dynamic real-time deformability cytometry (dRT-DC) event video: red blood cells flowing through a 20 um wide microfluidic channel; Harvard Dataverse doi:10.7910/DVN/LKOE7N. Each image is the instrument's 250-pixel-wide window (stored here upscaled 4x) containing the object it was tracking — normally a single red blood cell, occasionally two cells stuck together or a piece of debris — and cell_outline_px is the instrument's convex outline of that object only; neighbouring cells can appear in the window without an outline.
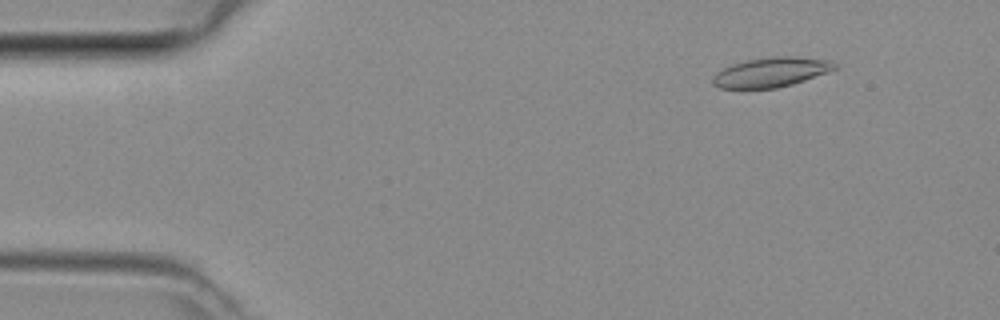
{"species": "common noctule bat (a hibernating species)", "species_latin": "Nyctalus noctula", "temperature_condition": "room temperature", "stored_images_in_passage": 19, "camera_frame_rate_fps": 3000, "um_per_image_px": 0.085, "animal": {"sex": "female", "body_mass_g": 29.2, "forearm_length_mm": 56.3}, "frame": {"image": 1, "passage_image": 1, "time_ms": 0.0, "image_size_px": [1000, 320], "cell_outline_px": [[840, 68], [792, 84], [776, 88], [720, 88], [712, 84], [712, 76], [716, 72], [732, 64], [748, 60], [772, 56], [796, 56], [832, 60], [840, 64]], "centroid_in_image_um": [65.6, 6.12], "position_along_channel_um": 19.4, "area_um2": 21.27}}
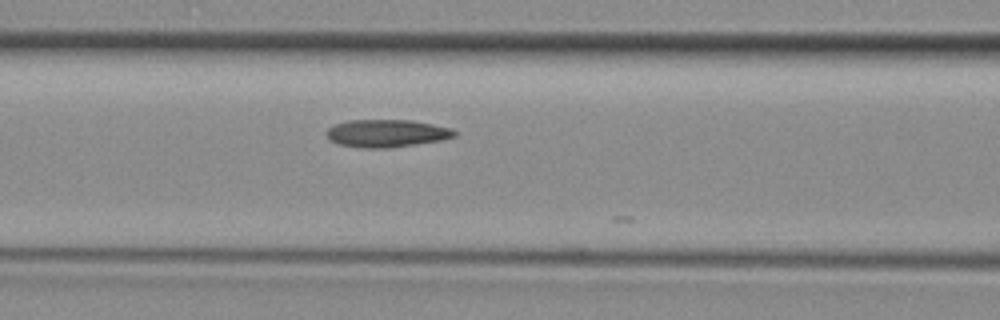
{"frame": {"image": 2, "passage_image": 15, "time_ms": 4.667, "image_size_px": [1000, 320], "cell_outline_px": [[456, 136], [444, 140], [388, 148], [364, 148], [340, 144], [328, 140], [328, 128], [332, 124], [348, 120], [412, 120], [452, 128], [456, 132]], "centroid_in_image_um": [32.88, 11.33], "position_along_channel_um": 133.7, "area_um2": 20.69}}
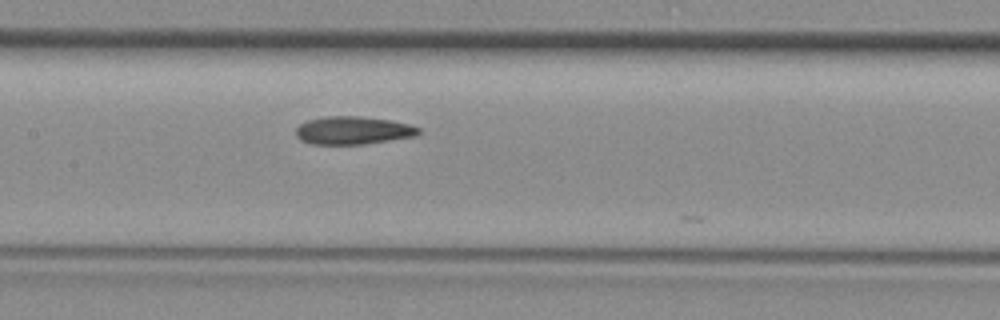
{"frame": {"image": 3, "passage_image": 18, "time_ms": 5.667, "image_size_px": [1000, 320], "cell_outline_px": [[420, 132], [416, 136], [364, 144], [312, 144], [300, 140], [296, 136], [296, 128], [300, 124], [308, 120], [324, 116], [360, 116], [392, 120], [408, 124], [420, 128]], "centroid_in_image_um": [30.0, 11.08], "position_along_channel_um": 177.4, "area_um2": 20.06}}